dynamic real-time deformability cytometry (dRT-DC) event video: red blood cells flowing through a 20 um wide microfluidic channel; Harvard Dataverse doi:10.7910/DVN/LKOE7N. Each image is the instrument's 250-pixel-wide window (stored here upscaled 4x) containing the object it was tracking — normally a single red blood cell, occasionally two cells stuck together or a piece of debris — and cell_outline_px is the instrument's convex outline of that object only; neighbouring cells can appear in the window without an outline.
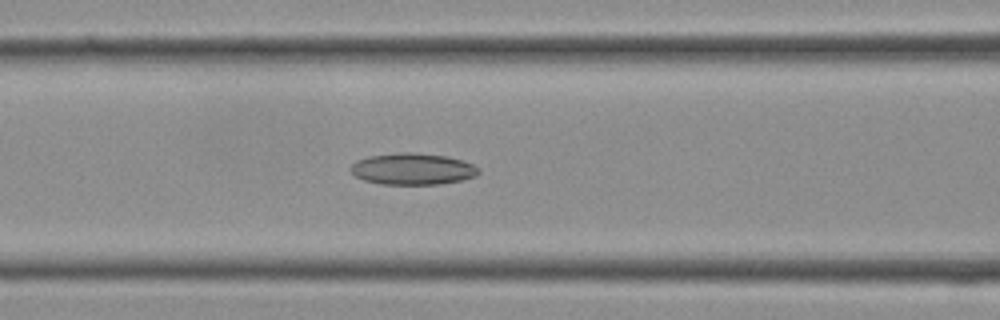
{"species": "Egyptian fruit bat (a non-hibernating species)", "species_latin": "Rousettus aegyptiacus", "temperature_condition": "cold", "stored_images_in_passage": 29, "camera_frame_rate_fps": 3000, "um_per_image_px": 0.085, "frame": {"image": 1, "passage_image": 11, "time_ms": 3.333, "image_size_px": [1000, 320], "cell_outline_px": [[480, 172], [476, 176], [464, 180], [440, 184], [380, 184], [364, 180], [356, 176], [348, 168], [356, 160], [368, 156], [396, 152], [416, 152], [448, 156], [464, 160], [480, 168]], "centroid_in_image_um": [35.1, 14.35], "position_along_channel_um": 131.5, "area_um2": 23.93}}
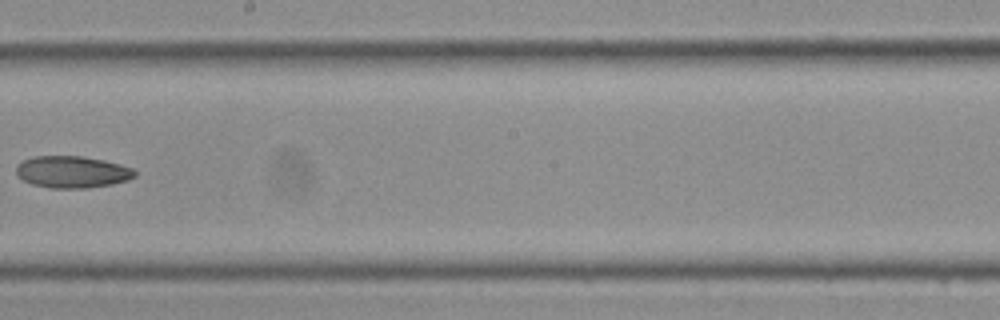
{"frame": {"image": 2, "passage_image": 16, "time_ms": 5.0, "image_size_px": [1000, 320], "cell_outline_px": [[136, 176], [128, 180], [112, 184], [88, 188], [52, 188], [32, 184], [24, 180], [16, 172], [16, 164], [20, 160], [32, 156], [80, 156], [104, 160], [120, 164], [132, 168], [136, 172]], "centroid_in_image_um": [6.13, 14.6], "position_along_channel_um": 242.1, "area_um2": 22.14}}
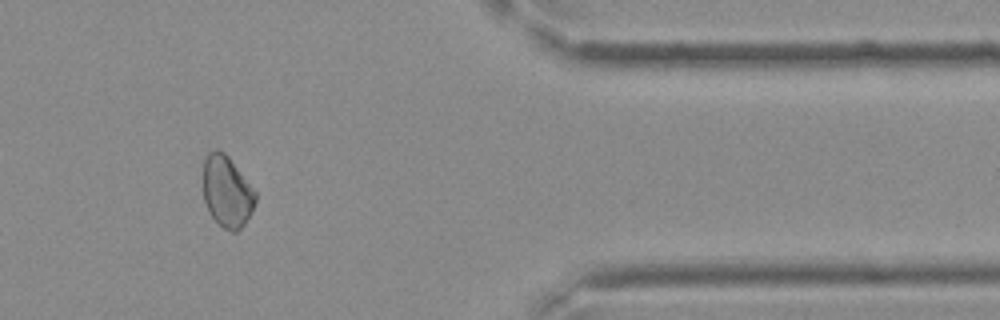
{"frame": {"image": 3, "passage_image": 24, "time_ms": 7.667, "image_size_px": [1000, 320], "cell_outline_px": [[256, 200], [244, 224], [236, 232], [232, 232], [224, 228], [208, 212], [204, 200], [204, 160], [208, 152], [216, 148], [224, 152], [228, 156], [256, 192]], "centroid_in_image_um": [19.27, 16.26], "position_along_channel_um": 392.1, "area_um2": 21.44}}